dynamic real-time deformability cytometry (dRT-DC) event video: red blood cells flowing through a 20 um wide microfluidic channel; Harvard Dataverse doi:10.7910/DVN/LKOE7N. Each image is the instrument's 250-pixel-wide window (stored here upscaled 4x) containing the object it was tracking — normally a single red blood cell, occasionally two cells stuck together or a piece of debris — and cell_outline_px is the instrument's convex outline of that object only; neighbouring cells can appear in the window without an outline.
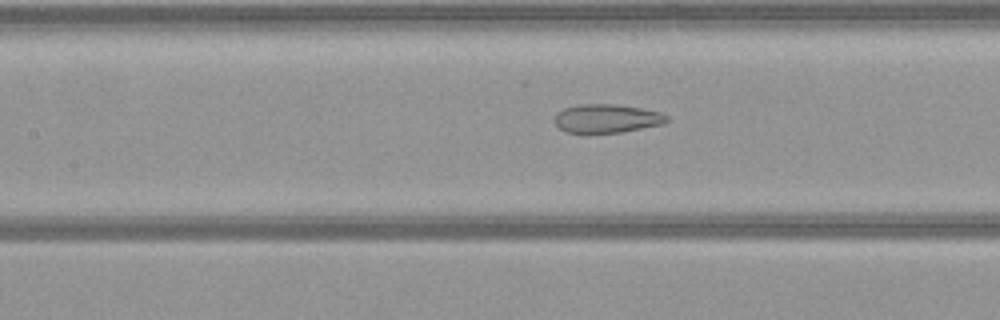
{"species": "common noctule bat (a hibernating species)", "species_latin": "Nyctalus noctula", "temperature_condition": "warm", "stored_images_in_passage": 27, "camera_frame_rate_fps": 3000, "um_per_image_px": 0.085, "animal": {"sex": "female", "body_mass_g": 21.9}, "frame": {"image": 1, "passage_image": 15, "time_ms": 4.667, "image_size_px": [1000, 320], "cell_outline_px": [[668, 120], [664, 124], [620, 132], [564, 132], [556, 124], [556, 112], [564, 108], [580, 104], [616, 104], [640, 108], [660, 112], [668, 116]], "centroid_in_image_um": [51.59, 10.06], "position_along_channel_um": 155.8, "area_um2": 18.5}}
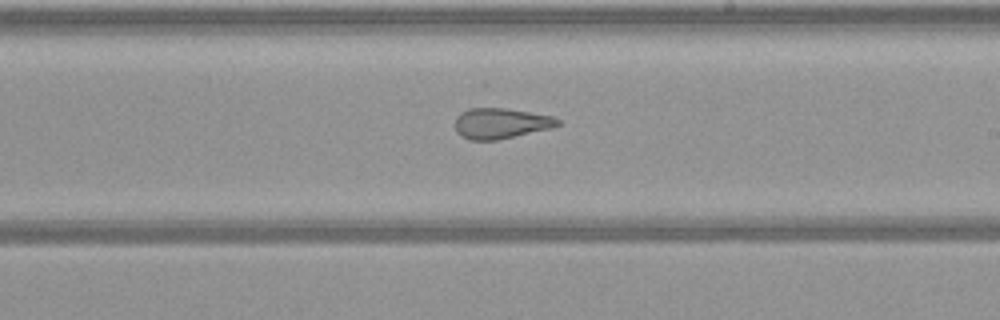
{"frame": {"image": 2, "passage_image": 22, "time_ms": 7.0, "image_size_px": [1000, 320], "cell_outline_px": [[560, 124], [552, 128], [496, 140], [472, 140], [460, 136], [456, 132], [456, 116], [460, 112], [468, 108], [504, 108], [552, 116], [560, 120]], "centroid_in_image_um": [42.54, 10.48], "position_along_channel_um": 246.5, "area_um2": 18.21}}
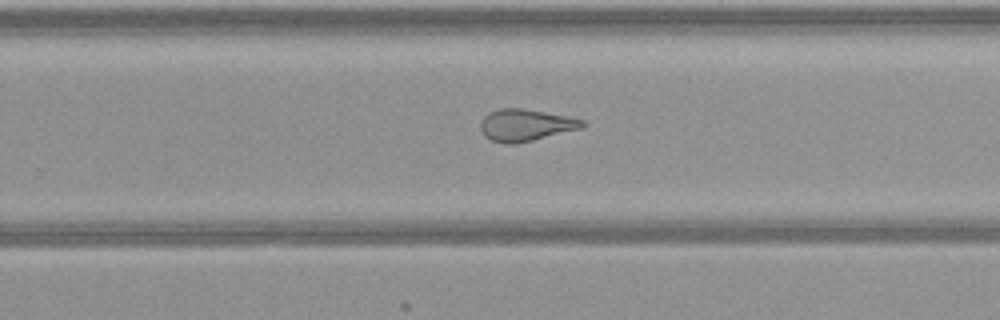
{"frame": {"image": 3, "passage_image": 25, "time_ms": 8.0, "image_size_px": [1000, 320], "cell_outline_px": [[588, 124], [584, 128], [516, 144], [504, 144], [492, 140], [484, 136], [480, 128], [480, 124], [484, 116], [488, 112], [500, 108], [524, 108], [568, 116], [584, 120]], "centroid_in_image_um": [44.71, 10.63], "position_along_channel_um": 285.1, "area_um2": 19.25}}